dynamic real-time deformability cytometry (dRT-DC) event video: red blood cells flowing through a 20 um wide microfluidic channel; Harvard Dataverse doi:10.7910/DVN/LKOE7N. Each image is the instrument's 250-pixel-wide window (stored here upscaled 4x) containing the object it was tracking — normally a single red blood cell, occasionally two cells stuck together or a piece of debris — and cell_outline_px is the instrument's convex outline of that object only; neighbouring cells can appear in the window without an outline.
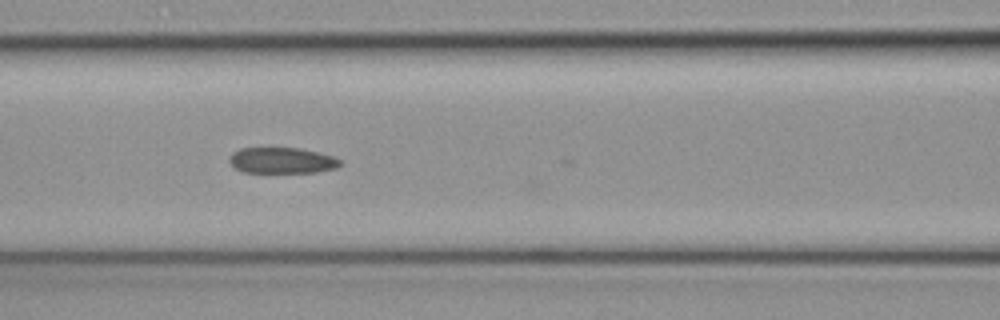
{"species": "common noctule bat (a hibernating species)", "species_latin": "Nyctalus noctula", "temperature_condition": "cold", "stored_images_in_passage": 9, "camera_frame_rate_fps": 3000, "um_per_image_px": 0.085, "animal": {"sex": "female", "body_mass_g": 19.3, "forearm_length_mm": 54.1}, "frame": {"image": 1, "passage_image": 8, "time_ms": 2.333, "image_size_px": [1000, 320], "cell_outline_px": [[344, 164], [336, 168], [316, 172], [244, 172], [236, 168], [228, 160], [228, 156], [232, 152], [240, 148], [300, 148], [332, 156], [340, 160]], "centroid_in_image_um": [23.96, 13.63], "position_along_channel_um": 142.6, "area_um2": 16.7}}